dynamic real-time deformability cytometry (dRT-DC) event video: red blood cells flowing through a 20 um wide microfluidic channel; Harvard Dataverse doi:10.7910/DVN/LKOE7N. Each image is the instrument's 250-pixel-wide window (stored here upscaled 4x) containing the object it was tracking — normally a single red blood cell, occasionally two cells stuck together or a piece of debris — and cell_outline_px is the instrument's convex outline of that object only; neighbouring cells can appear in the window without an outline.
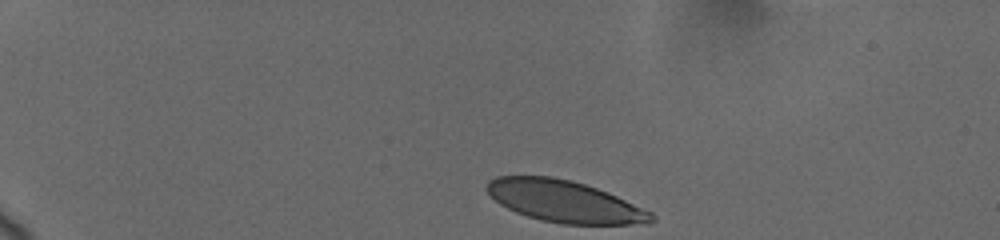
{"species": "human", "species_latin": "Homo sapiens", "temperature_condition": "cold", "stored_images_in_passage": 9, "camera_frame_rate_fps": 3000, "um_per_image_px": 0.085, "donor": {"sex": "female"}, "frame": {"image": 1, "passage_image": 1, "time_ms": 0.0, "image_size_px": [1000, 240], "cell_outline_px": [[656, 220], [648, 224], [560, 224], [540, 220], [516, 212], [500, 204], [484, 188], [484, 184], [488, 180], [496, 176], [552, 176], [572, 180], [608, 192], [652, 212]], "centroid_in_image_um": [47.98, 17.11], "position_along_channel_um": 37.0, "area_um2": 40.17}}
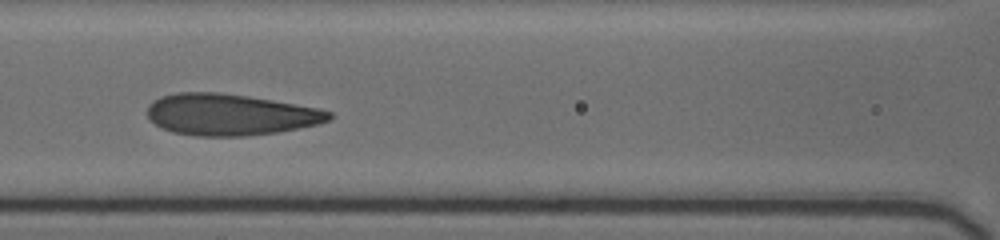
{"frame": {"image": 2, "passage_image": 7, "time_ms": 5.333, "image_size_px": [1000, 240], "cell_outline_px": [[332, 120], [320, 124], [280, 132], [244, 136], [196, 136], [172, 132], [160, 128], [148, 120], [148, 104], [152, 100], [160, 96], [176, 92], [220, 92], [248, 96], [320, 108], [332, 112]], "centroid_in_image_um": [19.55, 9.74], "position_along_channel_um": 147.0, "area_um2": 44.51}}
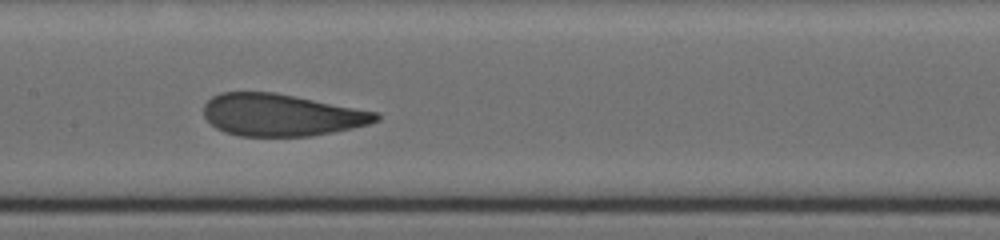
{"frame": {"image": 3, "passage_image": 8, "time_ms": 6.333, "image_size_px": [1000, 240], "cell_outline_px": [[380, 120], [368, 124], [352, 128], [312, 136], [240, 136], [224, 132], [216, 128], [204, 116], [204, 104], [212, 96], [220, 92], [276, 92], [376, 112], [380, 116]], "centroid_in_image_um": [23.88, 9.77], "position_along_channel_um": 183.5, "area_um2": 42.19}}